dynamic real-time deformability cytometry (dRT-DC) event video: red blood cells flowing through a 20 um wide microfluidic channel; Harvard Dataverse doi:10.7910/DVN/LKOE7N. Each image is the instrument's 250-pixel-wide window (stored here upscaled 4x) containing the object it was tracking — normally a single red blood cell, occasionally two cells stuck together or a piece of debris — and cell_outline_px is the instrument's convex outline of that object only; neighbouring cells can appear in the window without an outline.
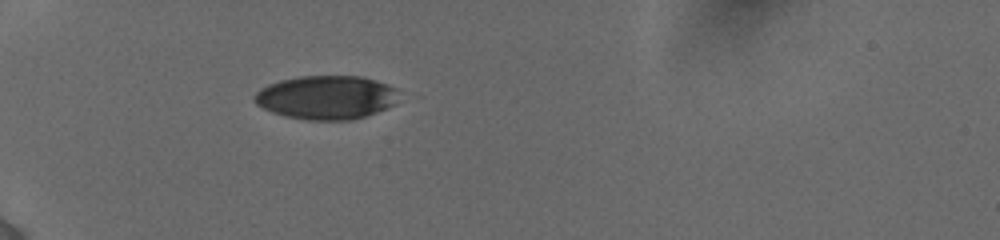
{"species": "human", "species_latin": "Homo sapiens", "temperature_condition": "cold", "stored_images_in_passage": 4, "camera_frame_rate_fps": 3000, "um_per_image_px": 0.085, "donor": {"sex": "female"}, "frame": {"image": 1, "passage_image": 1, "time_ms": 0.0, "image_size_px": [1000, 240], "cell_outline_px": [[400, 92], [392, 104], [376, 112], [352, 120], [308, 120], [284, 116], [272, 112], [256, 104], [252, 100], [252, 96], [260, 88], [268, 84], [280, 80], [300, 76], [364, 76], [388, 84], [396, 88]], "centroid_in_image_um": [27.7, 8.27], "position_along_channel_um": 57.3, "area_um2": 36.93}}
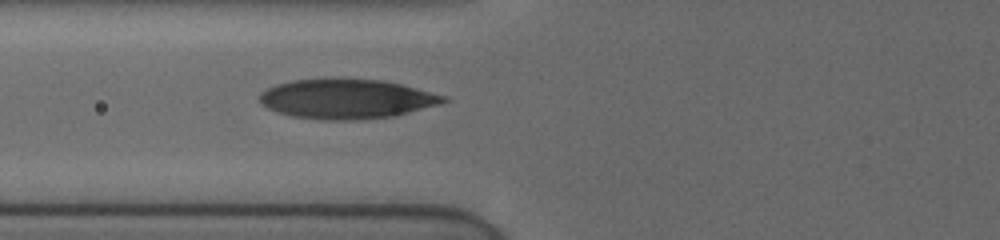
{"frame": {"image": 2, "passage_image": 4, "time_ms": 1.667, "image_size_px": [1000, 240], "cell_outline_px": [[448, 100], [440, 104], [396, 116], [348, 120], [324, 120], [292, 116], [268, 108], [260, 104], [260, 92], [276, 84], [292, 80], [332, 76], [380, 80], [400, 84], [448, 96]], "centroid_in_image_um": [29.45, 8.37], "position_along_channel_um": 96.4, "area_um2": 43.12}}